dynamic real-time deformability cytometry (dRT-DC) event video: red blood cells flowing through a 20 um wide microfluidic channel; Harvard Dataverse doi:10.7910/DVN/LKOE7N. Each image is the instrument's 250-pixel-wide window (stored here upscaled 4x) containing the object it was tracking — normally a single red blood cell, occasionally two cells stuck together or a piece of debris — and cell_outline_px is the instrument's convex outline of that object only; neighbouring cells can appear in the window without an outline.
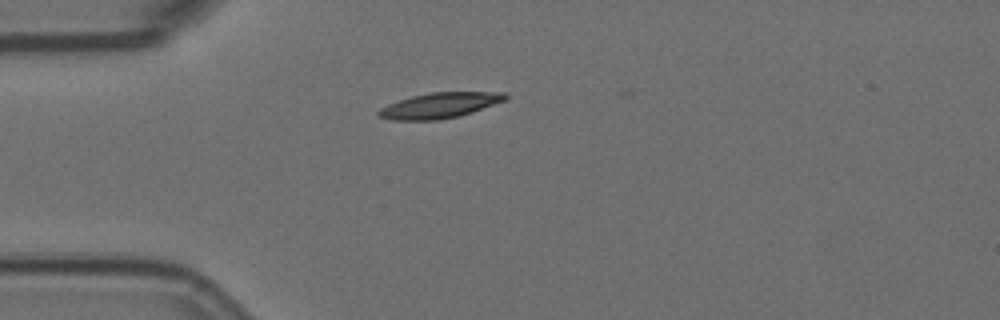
{"species": "Egyptian fruit bat (a non-hibernating species)", "species_latin": "Rousettus aegyptiacus", "temperature_condition": "room temperature", "stored_images_in_passage": 44, "camera_frame_rate_fps": 3000, "um_per_image_px": 0.085, "animal": {"sex": "female"}, "frame": {"image": 1, "passage_image": 2, "time_ms": 0.333, "image_size_px": [1000, 320], "cell_outline_px": [[508, 96], [504, 100], [472, 112], [460, 116], [436, 120], [392, 120], [376, 116], [376, 112], [380, 108], [388, 104], [412, 96], [432, 92], [508, 92]], "centroid_in_image_um": [37.34, 8.96], "position_along_channel_um": 47.7, "area_um2": 18.73}}
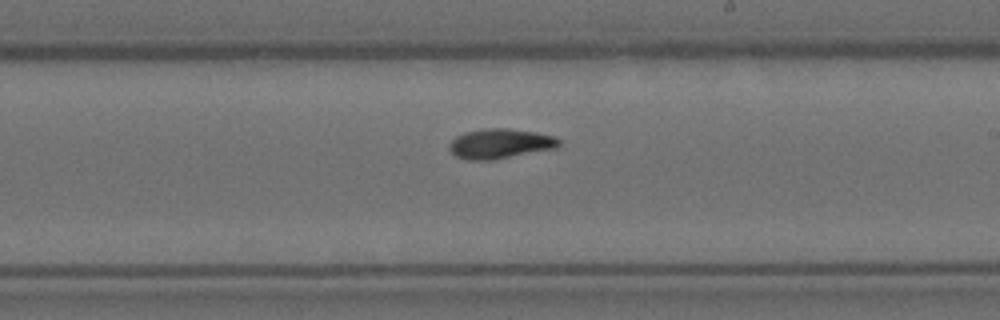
{"frame": {"image": 2, "passage_image": 20, "time_ms": 6.333, "image_size_px": [1000, 320], "cell_outline_px": [[560, 144], [556, 148], [496, 160], [468, 160], [456, 156], [448, 148], [448, 144], [456, 136], [464, 132], [484, 128], [508, 128], [536, 132], [556, 136], [560, 140]], "centroid_in_image_um": [42.52, 12.21], "position_along_channel_um": 246.5, "area_um2": 19.36}}
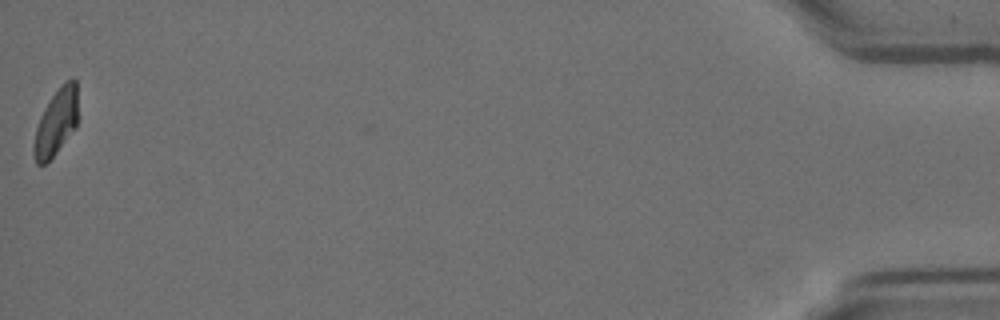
{"frame": {"image": 3, "passage_image": 44, "time_ms": 14.333, "image_size_px": [1000, 320], "cell_outline_px": [[80, 116], [76, 128], [56, 152], [44, 164], [36, 164], [32, 152], [32, 148], [36, 128], [40, 116], [44, 108], [60, 84], [64, 80], [72, 76], [76, 80]], "centroid_in_image_um": [4.82, 10.32], "position_along_channel_um": 430.4, "area_um2": 17.69}, "authors_computed_cell_mechanics": {"area_um2": 18.0336, "velocity_mm_per_s": 3.5447, "shape_relaxation_time_tau1_ms": 6.7776, "shape_relaxation_time_tau2_ms": 5.8464, "deformation_change_tau1": 0.2001, "deformation_change_tau2": 0.0991}}